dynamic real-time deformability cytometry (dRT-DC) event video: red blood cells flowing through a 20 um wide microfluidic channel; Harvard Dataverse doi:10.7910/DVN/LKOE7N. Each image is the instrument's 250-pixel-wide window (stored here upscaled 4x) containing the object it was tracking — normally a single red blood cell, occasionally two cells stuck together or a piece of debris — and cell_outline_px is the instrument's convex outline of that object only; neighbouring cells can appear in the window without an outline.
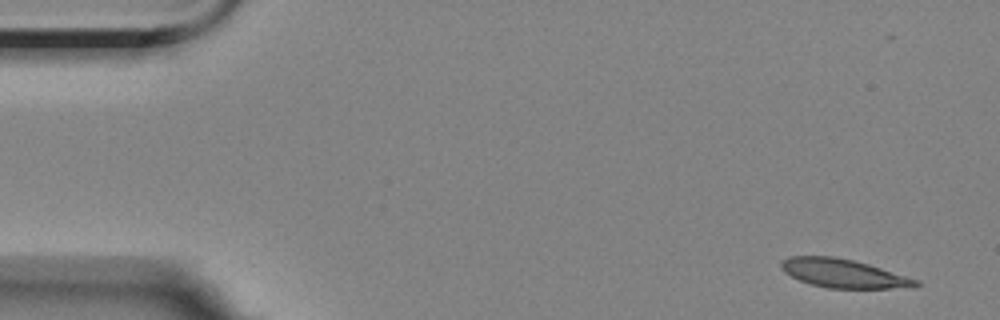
{"species": "Egyptian fruit bat (a non-hibernating species)", "species_latin": "Rousettus aegyptiacus", "temperature_condition": "room temperature", "stored_images_in_passage": 6, "camera_frame_rate_fps": 3000, "um_per_image_px": 0.085, "animal": {"sex": "female"}, "frame": {"image": 1, "passage_image": 1, "time_ms": 0.0, "image_size_px": [1000, 320], "cell_outline_px": [[920, 284], [916, 288], [828, 288], [812, 284], [800, 280], [784, 272], [780, 268], [780, 260], [788, 256], [832, 256], [852, 260], [868, 264], [920, 280]], "centroid_in_image_um": [71.7, 23.24], "position_along_channel_um": 13.3, "area_um2": 22.54}}
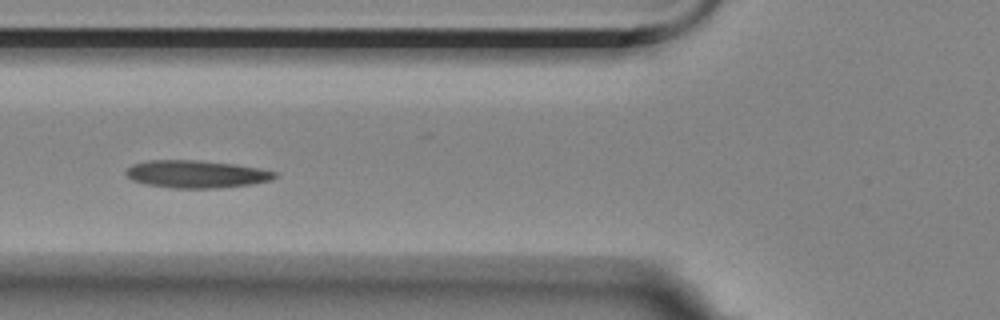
{"frame": {"image": 2, "passage_image": 6, "time_ms": 6.0, "image_size_px": [1000, 320], "cell_outline_px": [[276, 176], [272, 180], [252, 184], [216, 188], [172, 188], [148, 184], [132, 180], [124, 172], [132, 164], [148, 160], [200, 160], [236, 164], [260, 168], [276, 172]], "centroid_in_image_um": [16.7, 14.79], "position_along_channel_um": 109.1, "area_um2": 23.93}}